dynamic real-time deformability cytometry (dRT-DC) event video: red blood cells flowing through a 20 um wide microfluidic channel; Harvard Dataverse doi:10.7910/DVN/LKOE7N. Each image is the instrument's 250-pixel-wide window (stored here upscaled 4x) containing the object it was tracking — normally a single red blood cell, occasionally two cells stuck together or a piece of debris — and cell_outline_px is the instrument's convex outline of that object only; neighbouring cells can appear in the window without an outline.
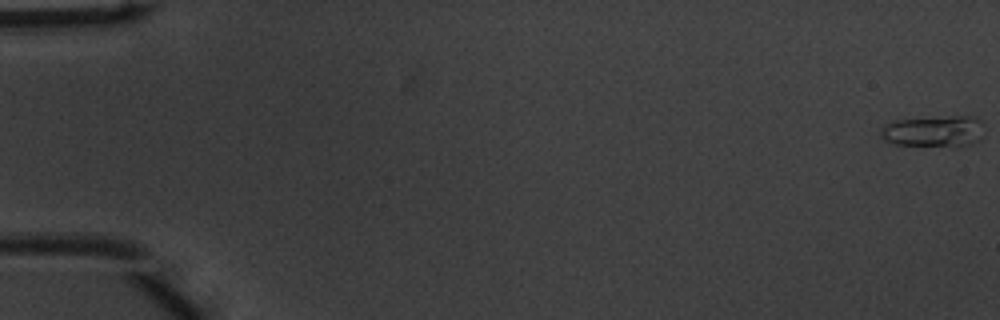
{"species": "common noctule bat (a hibernating species)", "species_latin": "Nyctalus noctula", "temperature_condition": "warm", "stored_images_in_passage": 53, "camera_frame_rate_fps": 3000, "um_per_image_px": 0.085, "animal": {"sex": "male", "body_mass_g": 20.1, "forearm_length_mm": 53.5}, "frame": {"image": 1, "passage_image": 1, "time_ms": 0.0, "image_size_px": [1000, 320], "cell_outline_px": [[980, 140], [972, 144], [896, 144], [880, 136], [880, 132], [892, 120], [956, 116], [976, 116], [980, 120]], "centroid_in_image_um": [79.37, 11.11], "position_along_channel_um": 5.6, "area_um2": 17.8}}
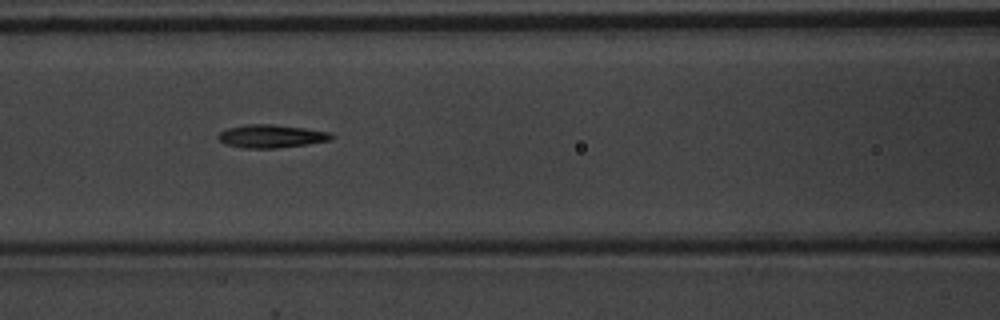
{"frame": {"image": 2, "passage_image": 24, "time_ms": 7.667, "image_size_px": [1000, 320], "cell_outline_px": [[336, 136], [332, 140], [308, 144], [276, 148], [244, 148], [224, 144], [216, 136], [220, 132], [228, 128], [244, 124], [272, 124], [304, 128], [332, 132]], "centroid_in_image_um": [23.09, 11.57], "position_along_channel_um": 143.5, "area_um2": 15.43}}
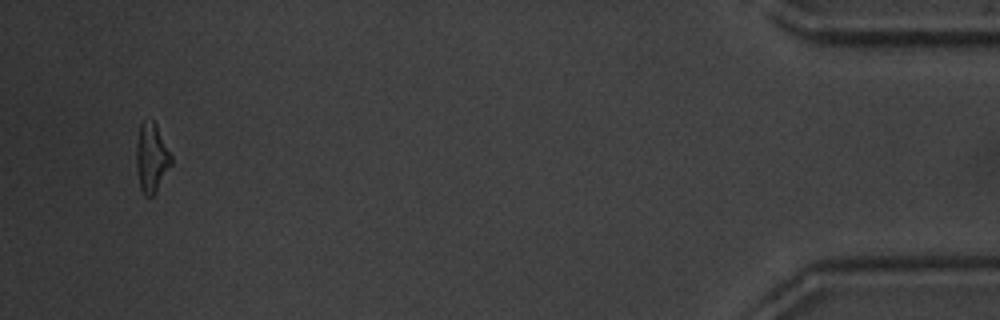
{"frame": {"image": 3, "passage_image": 51, "time_ms": 16.667, "image_size_px": [1000, 320], "cell_outline_px": [[172, 164], [156, 192], [152, 196], [144, 196], [140, 188], [136, 164], [136, 144], [140, 124], [152, 120], [156, 124], [172, 156]], "centroid_in_image_um": [12.88, 13.44], "position_along_channel_um": 422.3, "area_um2": 13.99}, "authors_computed_cell_mechanics": {"area_um2": 14.6812, "velocity_mm_per_s": 3.9256, "shape_relaxation_time_tau1_ms": 3.272, "shape_relaxation_time_tau2_ms": 4.4288, "deformation_change_tau1": 0.2273, "deformation_change_tau2": 0.165}}